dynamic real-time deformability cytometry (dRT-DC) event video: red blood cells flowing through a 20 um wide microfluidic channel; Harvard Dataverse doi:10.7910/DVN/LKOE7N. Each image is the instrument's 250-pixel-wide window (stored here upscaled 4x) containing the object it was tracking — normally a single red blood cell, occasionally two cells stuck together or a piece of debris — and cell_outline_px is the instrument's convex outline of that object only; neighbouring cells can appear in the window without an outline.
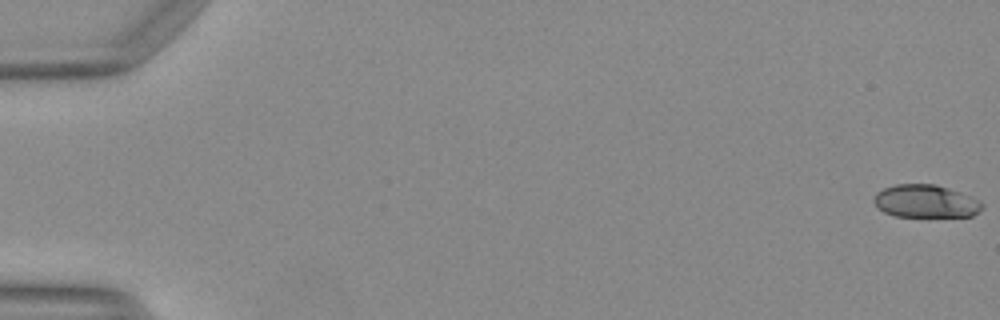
{"species": "Egyptian fruit bat (a non-hibernating species)", "species_latin": "Rousettus aegyptiacus", "temperature_condition": "warm", "stored_images_in_passage": 51, "camera_frame_rate_fps": 3000, "um_per_image_px": 0.085, "animal": {"sex": "female"}, "frame": {"image": 1, "passage_image": 1, "time_ms": 0.0, "image_size_px": [1000, 320], "cell_outline_px": [[984, 208], [980, 212], [972, 216], [896, 216], [884, 212], [876, 208], [872, 200], [876, 192], [884, 188], [896, 184], [936, 184], [948, 188], [980, 200], [984, 204]], "centroid_in_image_um": [78.67, 17.11], "position_along_channel_um": 6.3, "area_um2": 20.87}}
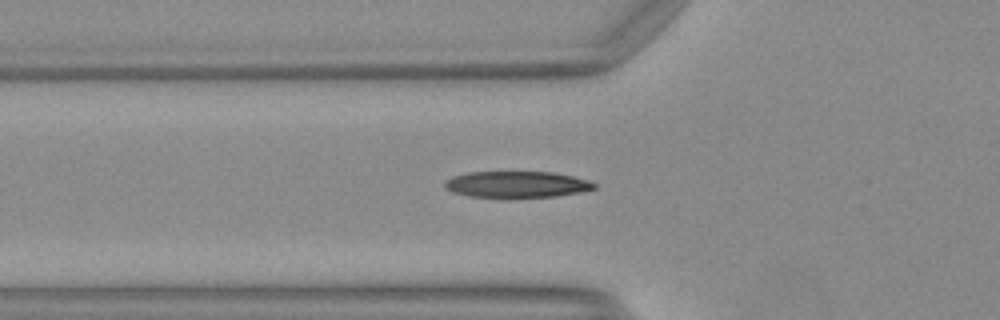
{"frame": {"image": 2, "passage_image": 19, "time_ms": 6.0, "image_size_px": [1000, 320], "cell_outline_px": [[596, 188], [580, 192], [556, 196], [508, 200], [472, 196], [452, 192], [444, 188], [444, 180], [452, 176], [468, 172], [552, 172], [572, 176], [588, 180], [596, 184]], "centroid_in_image_um": [43.88, 15.71], "position_along_channel_um": 81.9, "area_um2": 23.76}}
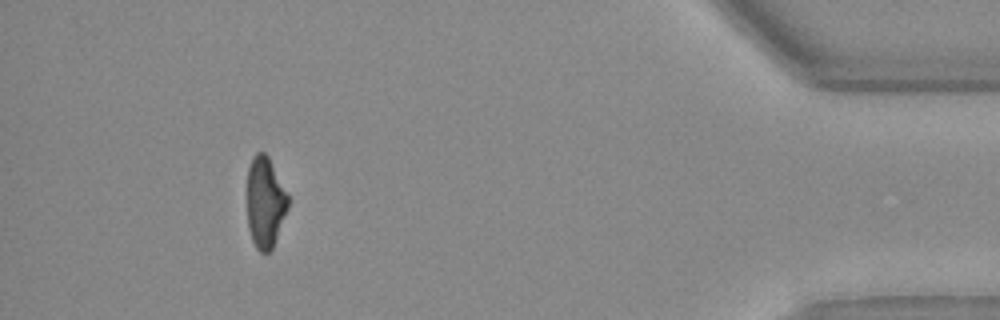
{"frame": {"image": 3, "passage_image": 47, "time_ms": 15.333, "image_size_px": [1000, 320], "cell_outline_px": [[288, 208], [272, 248], [268, 252], [260, 252], [256, 248], [252, 240], [248, 224], [248, 168], [252, 156], [256, 152], [264, 152], [268, 156], [288, 196]], "centroid_in_image_um": [22.53, 17.19], "position_along_channel_um": 412.7, "area_um2": 21.33}, "authors_computed_cell_mechanics": {"area_um2": 22.6576, "velocity_mm_per_s": 4.1428, "shape_relaxation_time_tau1_ms": 5.7212, "shape_relaxation_time_tau2_ms": 2.3459, "deformation_change_tau1": 0.2243, "deformation_change_tau2": 0.1155}}